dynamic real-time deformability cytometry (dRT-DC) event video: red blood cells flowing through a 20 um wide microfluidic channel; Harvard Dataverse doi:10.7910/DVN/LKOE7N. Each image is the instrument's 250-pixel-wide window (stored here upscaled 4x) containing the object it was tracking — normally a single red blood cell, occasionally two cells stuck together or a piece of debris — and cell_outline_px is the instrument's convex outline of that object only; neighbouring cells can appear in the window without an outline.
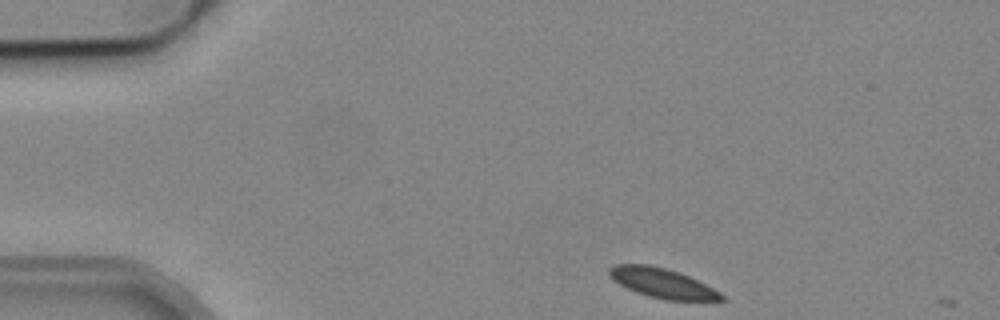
{"species": "common noctule bat (a hibernating species)", "species_latin": "Nyctalus noctula", "temperature_condition": "cold", "stored_images_in_passage": 2, "camera_frame_rate_fps": 3000, "um_per_image_px": 0.085, "animal": {"sex": "male", "body_mass_g": 19.2, "forearm_length_mm": 51.8}, "frame": {"image": 1, "passage_image": 1, "time_ms": 0.0, "image_size_px": [1000, 320], "cell_outline_px": [[724, 300], [664, 300], [648, 296], [636, 292], [612, 280], [608, 276], [608, 268], [616, 264], [648, 264], [668, 268], [680, 272], [720, 292], [724, 296]], "centroid_in_image_um": [56.24, 24.05], "position_along_channel_um": 28.8, "area_um2": 19.36}}